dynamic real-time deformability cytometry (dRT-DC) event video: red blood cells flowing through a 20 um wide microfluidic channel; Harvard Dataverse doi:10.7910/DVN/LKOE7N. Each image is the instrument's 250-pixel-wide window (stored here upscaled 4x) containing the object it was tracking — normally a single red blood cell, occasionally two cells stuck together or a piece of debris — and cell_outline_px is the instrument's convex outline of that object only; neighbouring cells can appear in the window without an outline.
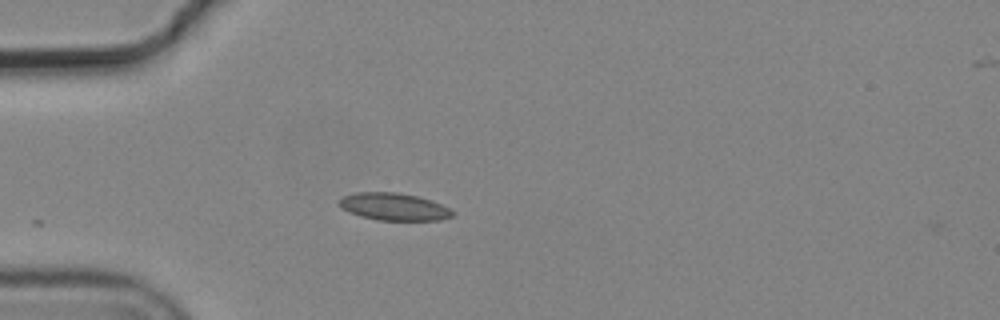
{"species": "common noctule bat (a hibernating species)", "species_latin": "Nyctalus noctula", "temperature_condition": "cold", "stored_images_in_passage": 4, "camera_frame_rate_fps": 3000, "um_per_image_px": 0.085, "animal": {"sex": "male", "body_mass_g": 19.2, "forearm_length_mm": 51.8}, "frame": {"image": 1, "passage_image": 4, "time_ms": 1.0, "image_size_px": [1000, 320], "cell_outline_px": [[456, 212], [452, 216], [440, 220], [380, 220], [360, 216], [344, 208], [340, 204], [340, 200], [344, 196], [356, 192], [396, 192], [416, 196], [432, 200]], "centroid_in_image_um": [33.53, 17.57], "position_along_channel_um": 51.5, "area_um2": 17.74}}